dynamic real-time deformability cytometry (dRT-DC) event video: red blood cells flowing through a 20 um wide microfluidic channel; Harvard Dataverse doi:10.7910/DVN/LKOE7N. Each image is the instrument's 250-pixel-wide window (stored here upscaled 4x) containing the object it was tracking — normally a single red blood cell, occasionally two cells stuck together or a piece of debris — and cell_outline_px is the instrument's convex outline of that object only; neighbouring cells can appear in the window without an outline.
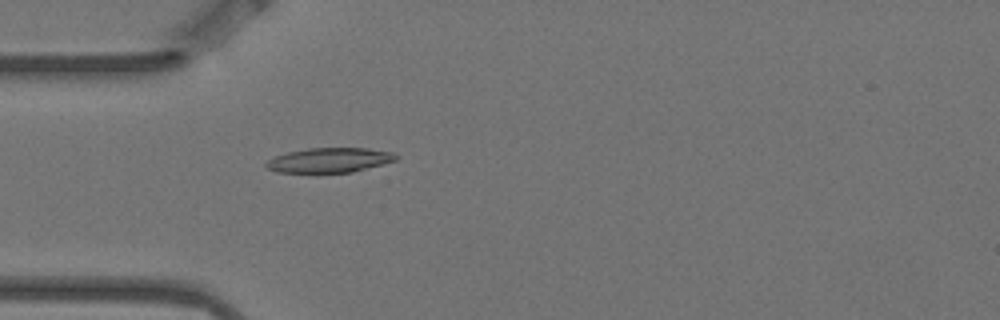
{"species": "Egyptian fruit bat (a non-hibernating species)", "species_latin": "Rousettus aegyptiacus", "temperature_condition": "warm", "stored_images_in_passage": 3, "camera_frame_rate_fps": 3000, "um_per_image_px": 0.085, "animal": {"sex": "female"}, "frame": {"image": 1, "passage_image": 3, "time_ms": 0.667, "image_size_px": [1000, 320], "cell_outline_px": [[400, 156], [396, 160], [352, 172], [276, 172], [268, 168], [264, 164], [268, 160], [276, 156], [288, 152], [308, 148], [368, 148], [392, 152]], "centroid_in_image_um": [28.02, 13.6], "position_along_channel_um": 57.0, "area_um2": 18.5}}